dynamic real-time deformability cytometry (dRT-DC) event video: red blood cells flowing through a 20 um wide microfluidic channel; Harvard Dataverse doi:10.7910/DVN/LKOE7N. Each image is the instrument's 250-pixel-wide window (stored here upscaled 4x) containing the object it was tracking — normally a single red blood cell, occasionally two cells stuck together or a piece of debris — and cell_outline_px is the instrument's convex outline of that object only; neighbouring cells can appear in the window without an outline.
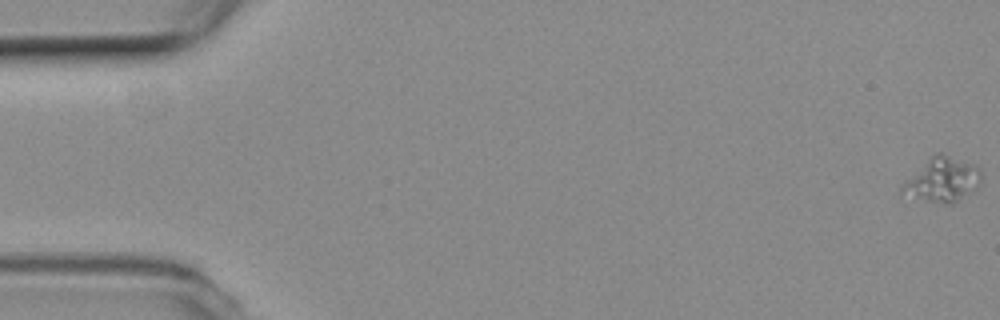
{"species": "common noctule bat (a hibernating species)", "species_latin": "Nyctalus noctula", "temperature_condition": "room temperature", "stored_images_in_passage": 56, "camera_frame_rate_fps": 3000, "um_per_image_px": 0.085, "animal": {"sex": "female", "body_mass_g": 19.3, "forearm_length_mm": 54.1}, "frame": {"image": 1, "passage_image": 1, "time_ms": 0.0, "image_size_px": [1000, 320], "cell_outline_px": [[980, 184], [952, 204], [948, 204], [900, 192], [900, 188], [904, 180], [936, 152], [940, 152], [972, 164], [980, 168]], "centroid_in_image_um": [80.1, 15.23], "position_along_channel_um": 4.9, "area_um2": 19.59}}
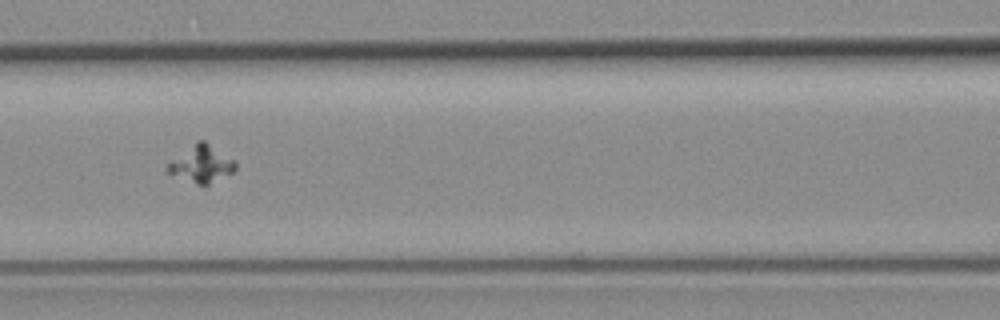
{"frame": {"image": 2, "passage_image": 25, "time_ms": 8.0, "image_size_px": [1000, 320], "cell_outline_px": [[236, 168], [232, 172], [204, 188], [168, 172], [164, 168], [168, 160], [200, 140], [204, 140], [236, 160]], "centroid_in_image_um": [17.11, 13.96], "position_along_channel_um": 149.5, "area_um2": 14.91}}
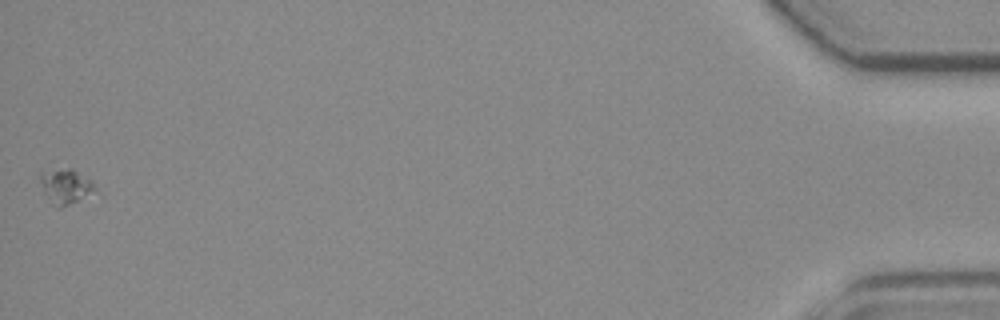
{"frame": {"image": 3, "passage_image": 56, "time_ms": 18.333, "image_size_px": [1000, 320], "cell_outline_px": [[92, 188], [76, 200], [60, 208], [52, 204], [44, 192], [40, 180], [40, 172], [68, 168], [72, 168], [88, 180], [92, 184]], "centroid_in_image_um": [5.44, 15.81], "position_along_channel_um": 429.8, "area_um2": 10.12}}